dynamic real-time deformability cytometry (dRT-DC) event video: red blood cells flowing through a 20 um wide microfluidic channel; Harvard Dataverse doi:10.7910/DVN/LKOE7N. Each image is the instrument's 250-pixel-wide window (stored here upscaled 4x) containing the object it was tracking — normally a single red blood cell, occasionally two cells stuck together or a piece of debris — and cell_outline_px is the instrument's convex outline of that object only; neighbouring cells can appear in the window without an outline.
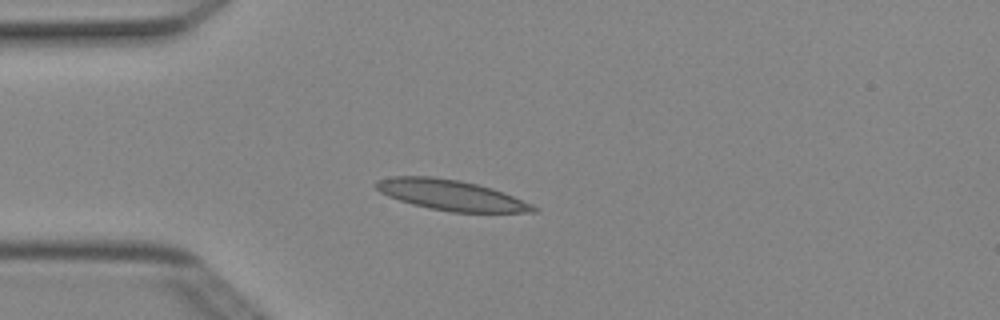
{"species": "Egyptian fruit bat (a non-hibernating species)", "species_latin": "Rousettus aegyptiacus", "temperature_condition": "cold", "stored_images_in_passage": 3, "camera_frame_rate_fps": 3000, "um_per_image_px": 0.085, "animal": {"sex": "female"}, "frame": {"image": 1, "passage_image": 3, "time_ms": 0.667, "image_size_px": [1000, 320], "cell_outline_px": [[540, 208], [536, 212], [452, 212], [428, 208], [412, 204], [388, 196], [380, 192], [372, 184], [376, 180], [392, 176], [432, 176], [460, 180], [492, 188], [504, 192], [532, 204]], "centroid_in_image_um": [38.32, 16.57], "position_along_channel_um": 46.7, "area_um2": 28.03}}